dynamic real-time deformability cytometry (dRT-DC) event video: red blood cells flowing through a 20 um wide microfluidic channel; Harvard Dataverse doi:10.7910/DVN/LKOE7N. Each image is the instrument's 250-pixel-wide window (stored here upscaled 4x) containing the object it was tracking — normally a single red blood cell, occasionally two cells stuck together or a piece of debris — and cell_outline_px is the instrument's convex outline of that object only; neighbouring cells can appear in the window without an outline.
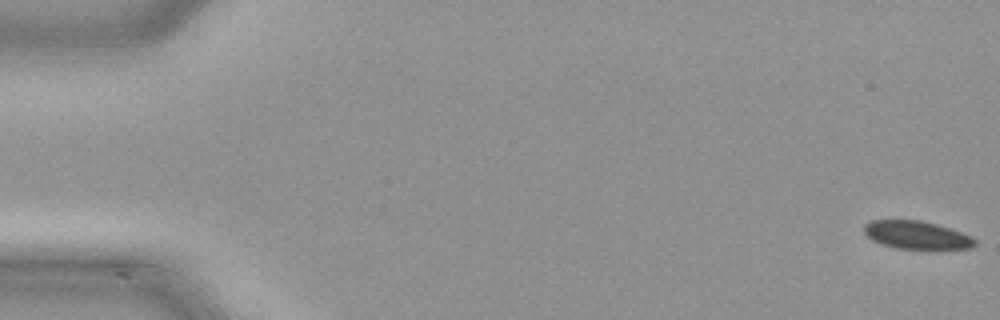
{"species": "common noctule bat (a hibernating species)", "species_latin": "Nyctalus noctula", "temperature_condition": "cold", "stored_images_in_passage": 50, "camera_frame_rate_fps": 3000, "um_per_image_px": 0.085, "animal": {"sex": "male", "body_mass_g": 21.5, "forearm_length_mm": 52.0}, "frame": {"image": 1, "passage_image": 1, "time_ms": 0.0, "image_size_px": [1000, 320], "cell_outline_px": [[976, 244], [972, 248], [896, 248], [880, 244], [872, 240], [864, 232], [864, 224], [872, 220], [920, 220], [936, 224], [972, 236], [976, 240]], "centroid_in_image_um": [77.89, 19.97], "position_along_channel_um": 7.1, "area_um2": 17.86}}
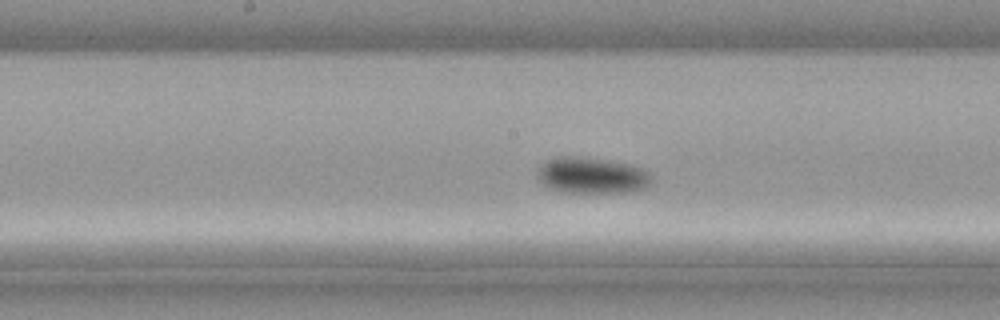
{"frame": {"image": 2, "passage_image": 26, "time_ms": 8.333, "image_size_px": [1000, 320], "cell_outline_px": [[652, 180], [648, 188], [628, 192], [560, 192], [544, 184], [536, 176], [536, 172], [548, 160], [560, 156], [568, 156], [604, 160], [632, 164], [644, 168], [648, 172]], "centroid_in_image_um": [50.36, 14.92], "position_along_channel_um": 197.8, "area_um2": 23.87}}
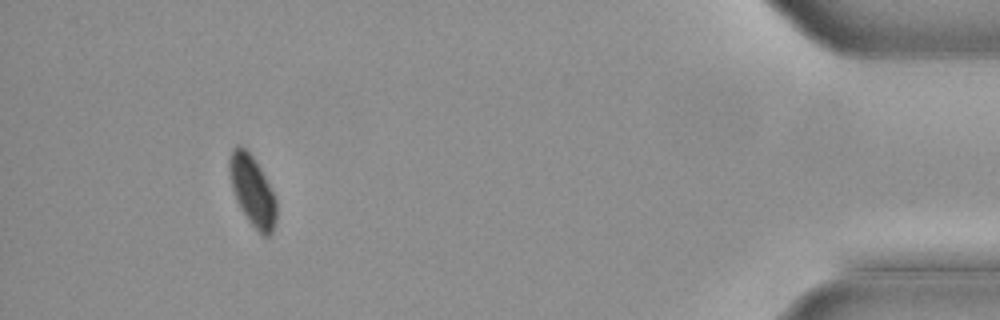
{"frame": {"image": 3, "passage_image": 46, "time_ms": 15.0, "image_size_px": [1000, 320], "cell_outline_px": [[276, 220], [272, 232], [268, 236], [264, 236], [248, 220], [240, 208], [236, 200], [232, 188], [228, 172], [228, 160], [232, 148], [240, 144], [252, 156], [260, 168], [276, 200]], "centroid_in_image_um": [21.42, 16.19], "position_along_channel_um": 413.8, "area_um2": 19.02}}